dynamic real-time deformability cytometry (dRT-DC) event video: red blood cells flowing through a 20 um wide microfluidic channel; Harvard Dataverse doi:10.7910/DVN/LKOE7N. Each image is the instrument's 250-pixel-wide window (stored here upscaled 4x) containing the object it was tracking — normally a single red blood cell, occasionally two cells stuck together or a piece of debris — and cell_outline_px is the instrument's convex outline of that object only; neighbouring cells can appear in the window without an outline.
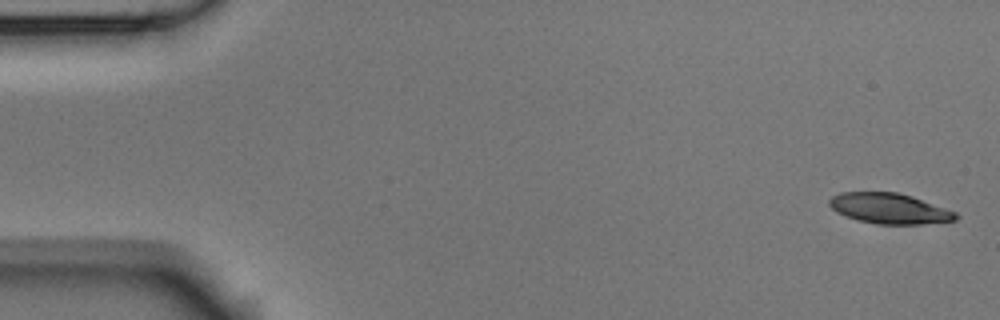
{"species": "Egyptian fruit bat (a non-hibernating species)", "species_latin": "Rousettus aegyptiacus", "temperature_condition": "room temperature", "stored_images_in_passage": 4, "camera_frame_rate_fps": 3000, "um_per_image_px": 0.085, "animal": {"sex": "male"}, "frame": {"image": 1, "passage_image": 1, "time_ms": 0.0, "image_size_px": [1000, 320], "cell_outline_px": [[960, 216], [956, 220], [920, 224], [876, 224], [856, 220], [836, 212], [828, 204], [828, 200], [832, 196], [840, 192], [896, 192], [912, 196], [956, 212]], "centroid_in_image_um": [75.57, 17.72], "position_along_channel_um": 9.4, "area_um2": 22.48}}
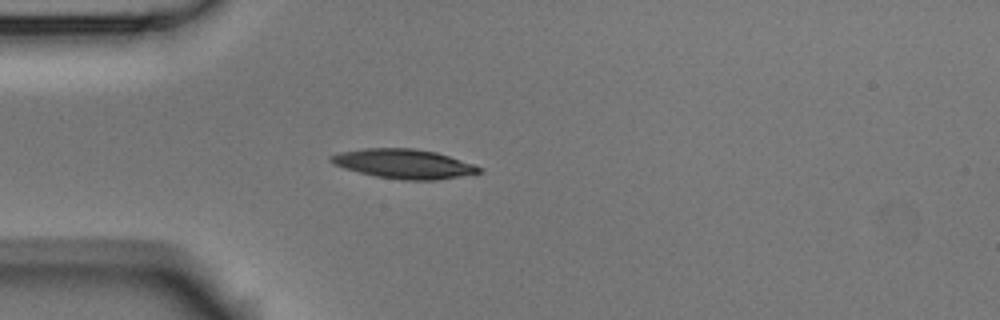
{"frame": {"image": 2, "passage_image": 4, "time_ms": 1.0, "image_size_px": [1000, 320], "cell_outline_px": [[484, 168], [480, 172], [436, 180], [400, 180], [376, 176], [344, 168], [332, 164], [328, 160], [328, 156], [340, 152], [364, 148], [412, 148], [436, 152]], "centroid_in_image_um": [34.26, 13.92], "position_along_channel_um": 50.7, "area_um2": 25.2}}